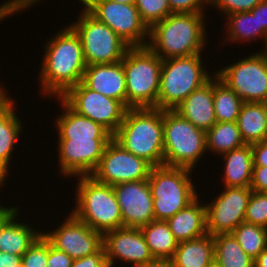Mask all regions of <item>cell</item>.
<instances>
[{"mask_svg": "<svg viewBox=\"0 0 267 267\" xmlns=\"http://www.w3.org/2000/svg\"><path fill=\"white\" fill-rule=\"evenodd\" d=\"M51 40V41H50ZM47 40L43 55L40 92L61 98L83 80L87 67L79 35L68 25Z\"/></svg>", "mask_w": 267, "mask_h": 267, "instance_id": "obj_1", "label": "cell"}, {"mask_svg": "<svg viewBox=\"0 0 267 267\" xmlns=\"http://www.w3.org/2000/svg\"><path fill=\"white\" fill-rule=\"evenodd\" d=\"M204 14L171 13L149 29L147 46L162 60L202 54L208 42Z\"/></svg>", "mask_w": 267, "mask_h": 267, "instance_id": "obj_2", "label": "cell"}, {"mask_svg": "<svg viewBox=\"0 0 267 267\" xmlns=\"http://www.w3.org/2000/svg\"><path fill=\"white\" fill-rule=\"evenodd\" d=\"M113 139L153 167L164 165L163 110L129 108Z\"/></svg>", "mask_w": 267, "mask_h": 267, "instance_id": "obj_3", "label": "cell"}, {"mask_svg": "<svg viewBox=\"0 0 267 267\" xmlns=\"http://www.w3.org/2000/svg\"><path fill=\"white\" fill-rule=\"evenodd\" d=\"M162 62L148 46L130 47L127 50L122 60L127 109L157 108Z\"/></svg>", "mask_w": 267, "mask_h": 267, "instance_id": "obj_4", "label": "cell"}, {"mask_svg": "<svg viewBox=\"0 0 267 267\" xmlns=\"http://www.w3.org/2000/svg\"><path fill=\"white\" fill-rule=\"evenodd\" d=\"M76 202L72 214L102 234L123 227L113 186L97 182L92 176H78Z\"/></svg>", "mask_w": 267, "mask_h": 267, "instance_id": "obj_5", "label": "cell"}, {"mask_svg": "<svg viewBox=\"0 0 267 267\" xmlns=\"http://www.w3.org/2000/svg\"><path fill=\"white\" fill-rule=\"evenodd\" d=\"M192 170L186 168L152 167L148 182L153 197L154 220L167 221L198 196L191 181Z\"/></svg>", "mask_w": 267, "mask_h": 267, "instance_id": "obj_6", "label": "cell"}, {"mask_svg": "<svg viewBox=\"0 0 267 267\" xmlns=\"http://www.w3.org/2000/svg\"><path fill=\"white\" fill-rule=\"evenodd\" d=\"M164 165L194 170L207 152L206 131L175 110H163Z\"/></svg>", "mask_w": 267, "mask_h": 267, "instance_id": "obj_7", "label": "cell"}, {"mask_svg": "<svg viewBox=\"0 0 267 267\" xmlns=\"http://www.w3.org/2000/svg\"><path fill=\"white\" fill-rule=\"evenodd\" d=\"M202 54L163 60L157 108L174 110L211 75L202 65Z\"/></svg>", "mask_w": 267, "mask_h": 267, "instance_id": "obj_8", "label": "cell"}, {"mask_svg": "<svg viewBox=\"0 0 267 267\" xmlns=\"http://www.w3.org/2000/svg\"><path fill=\"white\" fill-rule=\"evenodd\" d=\"M70 26L79 35L86 65L112 64L123 60L130 48L113 30L85 7Z\"/></svg>", "mask_w": 267, "mask_h": 267, "instance_id": "obj_9", "label": "cell"}, {"mask_svg": "<svg viewBox=\"0 0 267 267\" xmlns=\"http://www.w3.org/2000/svg\"><path fill=\"white\" fill-rule=\"evenodd\" d=\"M84 7L130 47L147 46L149 28L135 5L110 0H87Z\"/></svg>", "mask_w": 267, "mask_h": 267, "instance_id": "obj_10", "label": "cell"}, {"mask_svg": "<svg viewBox=\"0 0 267 267\" xmlns=\"http://www.w3.org/2000/svg\"><path fill=\"white\" fill-rule=\"evenodd\" d=\"M215 72L243 102H262L267 98V55L263 51Z\"/></svg>", "mask_w": 267, "mask_h": 267, "instance_id": "obj_11", "label": "cell"}, {"mask_svg": "<svg viewBox=\"0 0 267 267\" xmlns=\"http://www.w3.org/2000/svg\"><path fill=\"white\" fill-rule=\"evenodd\" d=\"M61 99L77 114L102 125L112 135L117 132L127 110L120 101L91 90L82 81Z\"/></svg>", "mask_w": 267, "mask_h": 267, "instance_id": "obj_12", "label": "cell"}, {"mask_svg": "<svg viewBox=\"0 0 267 267\" xmlns=\"http://www.w3.org/2000/svg\"><path fill=\"white\" fill-rule=\"evenodd\" d=\"M152 167L145 159L128 152L112 139L90 176L97 182L114 186L123 182L148 179Z\"/></svg>", "mask_w": 267, "mask_h": 267, "instance_id": "obj_13", "label": "cell"}, {"mask_svg": "<svg viewBox=\"0 0 267 267\" xmlns=\"http://www.w3.org/2000/svg\"><path fill=\"white\" fill-rule=\"evenodd\" d=\"M214 200L205 204L207 233H231L244 221L246 208L252 194L250 187H224Z\"/></svg>", "mask_w": 267, "mask_h": 267, "instance_id": "obj_14", "label": "cell"}, {"mask_svg": "<svg viewBox=\"0 0 267 267\" xmlns=\"http://www.w3.org/2000/svg\"><path fill=\"white\" fill-rule=\"evenodd\" d=\"M62 225L51 232H42L55 249L68 254L73 260L98 252L103 247V234L77 219L71 212Z\"/></svg>", "mask_w": 267, "mask_h": 267, "instance_id": "obj_15", "label": "cell"}, {"mask_svg": "<svg viewBox=\"0 0 267 267\" xmlns=\"http://www.w3.org/2000/svg\"><path fill=\"white\" fill-rule=\"evenodd\" d=\"M111 140H58L60 173L66 177L90 176Z\"/></svg>", "mask_w": 267, "mask_h": 267, "instance_id": "obj_16", "label": "cell"}, {"mask_svg": "<svg viewBox=\"0 0 267 267\" xmlns=\"http://www.w3.org/2000/svg\"><path fill=\"white\" fill-rule=\"evenodd\" d=\"M123 227L141 228L154 221L153 197L148 179L113 186Z\"/></svg>", "mask_w": 267, "mask_h": 267, "instance_id": "obj_17", "label": "cell"}, {"mask_svg": "<svg viewBox=\"0 0 267 267\" xmlns=\"http://www.w3.org/2000/svg\"><path fill=\"white\" fill-rule=\"evenodd\" d=\"M103 247L109 267L117 259L139 267L151 262L150 253L140 228L121 227L103 234Z\"/></svg>", "mask_w": 267, "mask_h": 267, "instance_id": "obj_18", "label": "cell"}, {"mask_svg": "<svg viewBox=\"0 0 267 267\" xmlns=\"http://www.w3.org/2000/svg\"><path fill=\"white\" fill-rule=\"evenodd\" d=\"M82 82L91 90L120 101L127 108L126 78L122 61L88 65Z\"/></svg>", "mask_w": 267, "mask_h": 267, "instance_id": "obj_19", "label": "cell"}, {"mask_svg": "<svg viewBox=\"0 0 267 267\" xmlns=\"http://www.w3.org/2000/svg\"><path fill=\"white\" fill-rule=\"evenodd\" d=\"M62 111L55 120L58 140L113 139V135L102 125L72 110L61 98Z\"/></svg>", "mask_w": 267, "mask_h": 267, "instance_id": "obj_20", "label": "cell"}, {"mask_svg": "<svg viewBox=\"0 0 267 267\" xmlns=\"http://www.w3.org/2000/svg\"><path fill=\"white\" fill-rule=\"evenodd\" d=\"M174 110L197 128L209 130L217 122L213 104V77L191 92Z\"/></svg>", "mask_w": 267, "mask_h": 267, "instance_id": "obj_21", "label": "cell"}, {"mask_svg": "<svg viewBox=\"0 0 267 267\" xmlns=\"http://www.w3.org/2000/svg\"><path fill=\"white\" fill-rule=\"evenodd\" d=\"M14 100L7 97L0 104V186H4V180L8 178V167L12 159V152L23 130L22 121L16 115ZM20 134V135H19ZM1 188V187H0Z\"/></svg>", "mask_w": 267, "mask_h": 267, "instance_id": "obj_22", "label": "cell"}, {"mask_svg": "<svg viewBox=\"0 0 267 267\" xmlns=\"http://www.w3.org/2000/svg\"><path fill=\"white\" fill-rule=\"evenodd\" d=\"M198 199L197 197L166 221L178 243L207 234L205 204L201 205Z\"/></svg>", "mask_w": 267, "mask_h": 267, "instance_id": "obj_23", "label": "cell"}, {"mask_svg": "<svg viewBox=\"0 0 267 267\" xmlns=\"http://www.w3.org/2000/svg\"><path fill=\"white\" fill-rule=\"evenodd\" d=\"M225 161L222 175L225 187H250L253 172L252 144L221 155Z\"/></svg>", "mask_w": 267, "mask_h": 267, "instance_id": "obj_24", "label": "cell"}, {"mask_svg": "<svg viewBox=\"0 0 267 267\" xmlns=\"http://www.w3.org/2000/svg\"><path fill=\"white\" fill-rule=\"evenodd\" d=\"M171 260L175 267H208L214 260L213 236L179 242Z\"/></svg>", "mask_w": 267, "mask_h": 267, "instance_id": "obj_25", "label": "cell"}, {"mask_svg": "<svg viewBox=\"0 0 267 267\" xmlns=\"http://www.w3.org/2000/svg\"><path fill=\"white\" fill-rule=\"evenodd\" d=\"M16 212L0 231V252L11 253L22 257L30 246L42 235L29 224L18 221Z\"/></svg>", "mask_w": 267, "mask_h": 267, "instance_id": "obj_26", "label": "cell"}, {"mask_svg": "<svg viewBox=\"0 0 267 267\" xmlns=\"http://www.w3.org/2000/svg\"><path fill=\"white\" fill-rule=\"evenodd\" d=\"M236 123L245 144L267 140V119L261 102H244Z\"/></svg>", "mask_w": 267, "mask_h": 267, "instance_id": "obj_27", "label": "cell"}, {"mask_svg": "<svg viewBox=\"0 0 267 267\" xmlns=\"http://www.w3.org/2000/svg\"><path fill=\"white\" fill-rule=\"evenodd\" d=\"M140 229L154 258L171 259L173 257L178 241L166 221L154 220Z\"/></svg>", "mask_w": 267, "mask_h": 267, "instance_id": "obj_28", "label": "cell"}, {"mask_svg": "<svg viewBox=\"0 0 267 267\" xmlns=\"http://www.w3.org/2000/svg\"><path fill=\"white\" fill-rule=\"evenodd\" d=\"M245 145L236 122H216L206 131V149L222 154Z\"/></svg>", "mask_w": 267, "mask_h": 267, "instance_id": "obj_29", "label": "cell"}, {"mask_svg": "<svg viewBox=\"0 0 267 267\" xmlns=\"http://www.w3.org/2000/svg\"><path fill=\"white\" fill-rule=\"evenodd\" d=\"M243 100L218 76L213 75V104L217 122H236Z\"/></svg>", "mask_w": 267, "mask_h": 267, "instance_id": "obj_30", "label": "cell"}, {"mask_svg": "<svg viewBox=\"0 0 267 267\" xmlns=\"http://www.w3.org/2000/svg\"><path fill=\"white\" fill-rule=\"evenodd\" d=\"M214 239V259L222 267H254V260L241 248L231 233L217 234Z\"/></svg>", "mask_w": 267, "mask_h": 267, "instance_id": "obj_31", "label": "cell"}, {"mask_svg": "<svg viewBox=\"0 0 267 267\" xmlns=\"http://www.w3.org/2000/svg\"><path fill=\"white\" fill-rule=\"evenodd\" d=\"M225 17L228 21L226 41L238 43V41L250 42L262 39L266 46L267 34L262 29H258L256 16H253L250 12H239L225 15Z\"/></svg>", "mask_w": 267, "mask_h": 267, "instance_id": "obj_32", "label": "cell"}, {"mask_svg": "<svg viewBox=\"0 0 267 267\" xmlns=\"http://www.w3.org/2000/svg\"><path fill=\"white\" fill-rule=\"evenodd\" d=\"M231 234L241 248L255 260L267 246V228L243 221Z\"/></svg>", "mask_w": 267, "mask_h": 267, "instance_id": "obj_33", "label": "cell"}, {"mask_svg": "<svg viewBox=\"0 0 267 267\" xmlns=\"http://www.w3.org/2000/svg\"><path fill=\"white\" fill-rule=\"evenodd\" d=\"M135 6L149 29L172 13L168 0H136Z\"/></svg>", "mask_w": 267, "mask_h": 267, "instance_id": "obj_34", "label": "cell"}, {"mask_svg": "<svg viewBox=\"0 0 267 267\" xmlns=\"http://www.w3.org/2000/svg\"><path fill=\"white\" fill-rule=\"evenodd\" d=\"M244 221L267 228V193L252 191Z\"/></svg>", "mask_w": 267, "mask_h": 267, "instance_id": "obj_35", "label": "cell"}, {"mask_svg": "<svg viewBox=\"0 0 267 267\" xmlns=\"http://www.w3.org/2000/svg\"><path fill=\"white\" fill-rule=\"evenodd\" d=\"M48 241L41 235L23 254V267H47Z\"/></svg>", "mask_w": 267, "mask_h": 267, "instance_id": "obj_36", "label": "cell"}, {"mask_svg": "<svg viewBox=\"0 0 267 267\" xmlns=\"http://www.w3.org/2000/svg\"><path fill=\"white\" fill-rule=\"evenodd\" d=\"M262 0H207V5L217 7L224 15L239 12H249ZM226 13V14H225Z\"/></svg>", "mask_w": 267, "mask_h": 267, "instance_id": "obj_37", "label": "cell"}, {"mask_svg": "<svg viewBox=\"0 0 267 267\" xmlns=\"http://www.w3.org/2000/svg\"><path fill=\"white\" fill-rule=\"evenodd\" d=\"M168 4L172 13H204L208 7L207 0H168Z\"/></svg>", "mask_w": 267, "mask_h": 267, "instance_id": "obj_38", "label": "cell"}, {"mask_svg": "<svg viewBox=\"0 0 267 267\" xmlns=\"http://www.w3.org/2000/svg\"><path fill=\"white\" fill-rule=\"evenodd\" d=\"M71 267H109L104 247L91 255L73 260Z\"/></svg>", "mask_w": 267, "mask_h": 267, "instance_id": "obj_39", "label": "cell"}, {"mask_svg": "<svg viewBox=\"0 0 267 267\" xmlns=\"http://www.w3.org/2000/svg\"><path fill=\"white\" fill-rule=\"evenodd\" d=\"M73 259L60 250L55 249L48 242L47 267H71Z\"/></svg>", "mask_w": 267, "mask_h": 267, "instance_id": "obj_40", "label": "cell"}, {"mask_svg": "<svg viewBox=\"0 0 267 267\" xmlns=\"http://www.w3.org/2000/svg\"><path fill=\"white\" fill-rule=\"evenodd\" d=\"M250 188L255 192L267 193V166H253Z\"/></svg>", "mask_w": 267, "mask_h": 267, "instance_id": "obj_41", "label": "cell"}, {"mask_svg": "<svg viewBox=\"0 0 267 267\" xmlns=\"http://www.w3.org/2000/svg\"><path fill=\"white\" fill-rule=\"evenodd\" d=\"M253 166H267V140L252 144Z\"/></svg>", "mask_w": 267, "mask_h": 267, "instance_id": "obj_42", "label": "cell"}, {"mask_svg": "<svg viewBox=\"0 0 267 267\" xmlns=\"http://www.w3.org/2000/svg\"><path fill=\"white\" fill-rule=\"evenodd\" d=\"M249 12L256 16L258 29H262L267 34V0H262Z\"/></svg>", "mask_w": 267, "mask_h": 267, "instance_id": "obj_43", "label": "cell"}, {"mask_svg": "<svg viewBox=\"0 0 267 267\" xmlns=\"http://www.w3.org/2000/svg\"><path fill=\"white\" fill-rule=\"evenodd\" d=\"M9 1V15L17 14L24 11L25 8L32 7L35 3L41 0H8ZM82 4H85L87 0H79Z\"/></svg>", "mask_w": 267, "mask_h": 267, "instance_id": "obj_44", "label": "cell"}, {"mask_svg": "<svg viewBox=\"0 0 267 267\" xmlns=\"http://www.w3.org/2000/svg\"><path fill=\"white\" fill-rule=\"evenodd\" d=\"M20 263V256L11 253L0 252V267H19Z\"/></svg>", "mask_w": 267, "mask_h": 267, "instance_id": "obj_45", "label": "cell"}, {"mask_svg": "<svg viewBox=\"0 0 267 267\" xmlns=\"http://www.w3.org/2000/svg\"><path fill=\"white\" fill-rule=\"evenodd\" d=\"M18 212V207H7L6 206H0V231L6 224V222L16 213Z\"/></svg>", "mask_w": 267, "mask_h": 267, "instance_id": "obj_46", "label": "cell"}, {"mask_svg": "<svg viewBox=\"0 0 267 267\" xmlns=\"http://www.w3.org/2000/svg\"><path fill=\"white\" fill-rule=\"evenodd\" d=\"M139 267H175V266L171 259L154 258L151 262Z\"/></svg>", "mask_w": 267, "mask_h": 267, "instance_id": "obj_47", "label": "cell"}, {"mask_svg": "<svg viewBox=\"0 0 267 267\" xmlns=\"http://www.w3.org/2000/svg\"><path fill=\"white\" fill-rule=\"evenodd\" d=\"M254 267H267V246L254 260Z\"/></svg>", "mask_w": 267, "mask_h": 267, "instance_id": "obj_48", "label": "cell"}, {"mask_svg": "<svg viewBox=\"0 0 267 267\" xmlns=\"http://www.w3.org/2000/svg\"><path fill=\"white\" fill-rule=\"evenodd\" d=\"M9 15V1H6L5 3L0 5V22L1 20H4V18Z\"/></svg>", "mask_w": 267, "mask_h": 267, "instance_id": "obj_49", "label": "cell"}, {"mask_svg": "<svg viewBox=\"0 0 267 267\" xmlns=\"http://www.w3.org/2000/svg\"><path fill=\"white\" fill-rule=\"evenodd\" d=\"M4 89L5 87L3 88V86L0 85V104L9 96Z\"/></svg>", "mask_w": 267, "mask_h": 267, "instance_id": "obj_50", "label": "cell"}, {"mask_svg": "<svg viewBox=\"0 0 267 267\" xmlns=\"http://www.w3.org/2000/svg\"><path fill=\"white\" fill-rule=\"evenodd\" d=\"M118 3H123V4H130V5H135L136 0H110Z\"/></svg>", "mask_w": 267, "mask_h": 267, "instance_id": "obj_51", "label": "cell"}, {"mask_svg": "<svg viewBox=\"0 0 267 267\" xmlns=\"http://www.w3.org/2000/svg\"><path fill=\"white\" fill-rule=\"evenodd\" d=\"M208 267H222V265L214 259Z\"/></svg>", "mask_w": 267, "mask_h": 267, "instance_id": "obj_52", "label": "cell"}, {"mask_svg": "<svg viewBox=\"0 0 267 267\" xmlns=\"http://www.w3.org/2000/svg\"><path fill=\"white\" fill-rule=\"evenodd\" d=\"M263 107H264V110H265V114H266V119H267V98L261 102Z\"/></svg>", "mask_w": 267, "mask_h": 267, "instance_id": "obj_53", "label": "cell"}, {"mask_svg": "<svg viewBox=\"0 0 267 267\" xmlns=\"http://www.w3.org/2000/svg\"><path fill=\"white\" fill-rule=\"evenodd\" d=\"M263 47H264L263 52L267 55V44H266V46H263Z\"/></svg>", "mask_w": 267, "mask_h": 267, "instance_id": "obj_54", "label": "cell"}]
</instances>
